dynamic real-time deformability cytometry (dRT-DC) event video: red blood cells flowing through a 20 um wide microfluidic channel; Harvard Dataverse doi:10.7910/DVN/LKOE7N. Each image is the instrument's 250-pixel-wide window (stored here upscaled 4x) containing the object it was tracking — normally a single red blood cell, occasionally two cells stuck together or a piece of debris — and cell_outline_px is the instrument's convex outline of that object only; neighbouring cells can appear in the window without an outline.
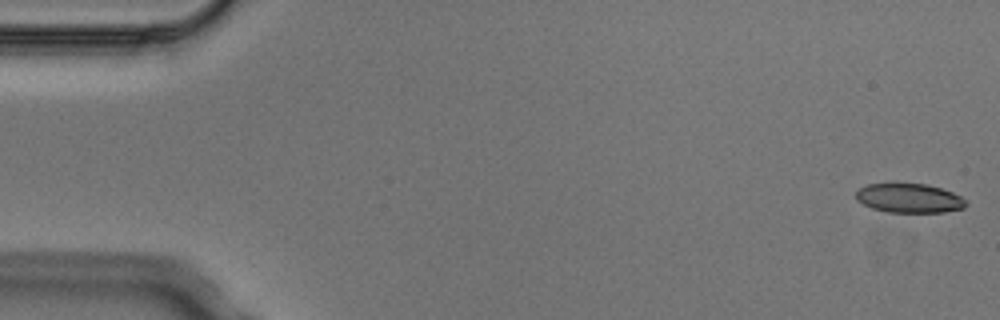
{"species": "Egyptian fruit bat (a non-hibernating species)", "species_latin": "Rousettus aegyptiacus", "temperature_condition": "cold", "stored_images_in_passage": 4, "camera_frame_rate_fps": 3000, "um_per_image_px": 0.085, "animal": {"sex": "male"}, "frame": {"image": 1, "passage_image": 1, "time_ms": 0.0, "image_size_px": [1000, 320], "cell_outline_px": [[968, 204], [964, 208], [944, 212], [888, 212], [872, 208], [856, 200], [856, 192], [860, 188], [868, 184], [928, 184], [952, 192], [960, 196]], "centroid_in_image_um": [77.29, 16.85], "position_along_channel_um": 7.7, "area_um2": 18.55}}
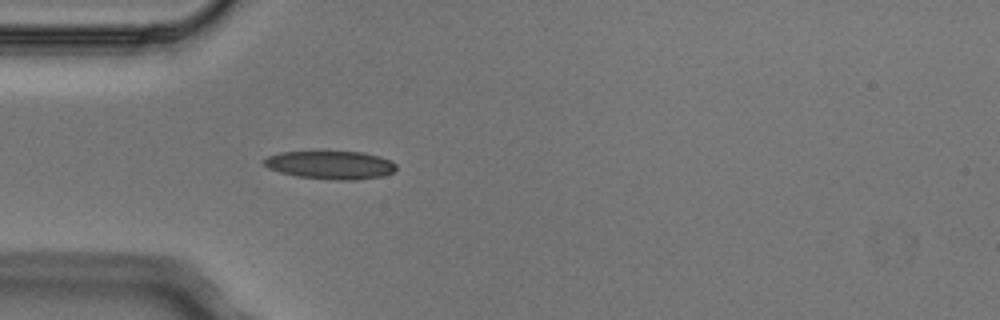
{"frame": {"image": 2, "passage_image": 4, "time_ms": 1.0, "image_size_px": [1000, 320], "cell_outline_px": [[396, 168], [392, 172], [380, 176], [356, 180], [336, 180], [296, 176], [280, 172], [268, 168], [264, 164], [264, 160], [268, 156], [280, 152], [364, 152], [380, 156], [396, 164]], "centroid_in_image_um": [28.09, 14.02], "position_along_channel_um": 56.9, "area_um2": 21.5}}